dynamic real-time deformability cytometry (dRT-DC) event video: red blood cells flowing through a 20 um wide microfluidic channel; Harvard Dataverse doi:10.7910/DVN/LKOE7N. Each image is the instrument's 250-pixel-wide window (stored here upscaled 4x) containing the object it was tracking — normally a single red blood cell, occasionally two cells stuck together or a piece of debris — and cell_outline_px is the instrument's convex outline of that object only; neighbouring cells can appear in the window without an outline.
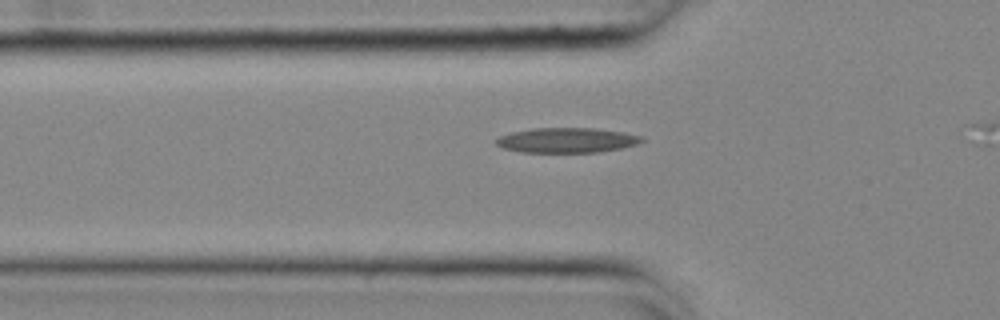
{"species": "common noctule bat (a hibernating species)", "species_latin": "Nyctalus noctula", "temperature_condition": "cold", "stored_images_in_passage": 35, "camera_frame_rate_fps": 3000, "um_per_image_px": 0.085, "animal": {"sex": "female", "body_mass_g": 25.1}, "frame": {"image": 1, "passage_image": 8, "time_ms": 2.333, "image_size_px": [1000, 320], "cell_outline_px": [[644, 140], [636, 144], [620, 148], [600, 152], [520, 152], [504, 148], [496, 144], [496, 140], [500, 136], [512, 132], [532, 128], [592, 128], [624, 132], [644, 136]], "centroid_in_image_um": [48.2, 11.91], "position_along_channel_um": 77.6, "area_um2": 21.1}}
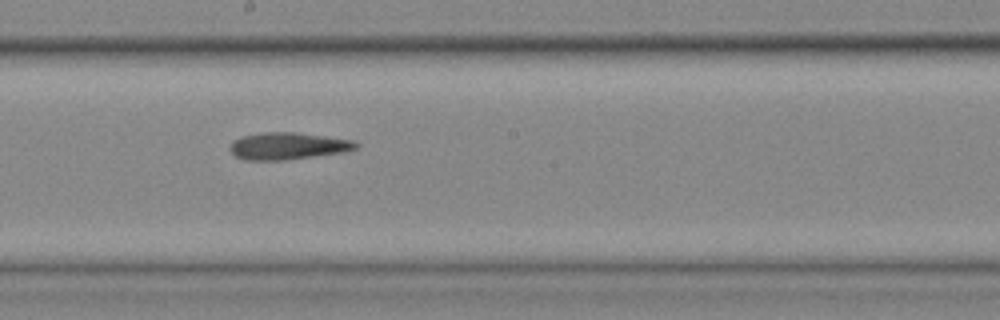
{"frame": {"image": 2, "passage_image": 20, "time_ms": 6.333, "image_size_px": [1000, 320], "cell_outline_px": [[360, 144], [356, 148], [344, 152], [284, 160], [244, 160], [236, 156], [232, 152], [232, 144], [240, 136], [264, 132], [296, 132], [352, 140]], "centroid_in_image_um": [24.49, 12.4], "position_along_channel_um": 223.7, "area_um2": 19.59}}
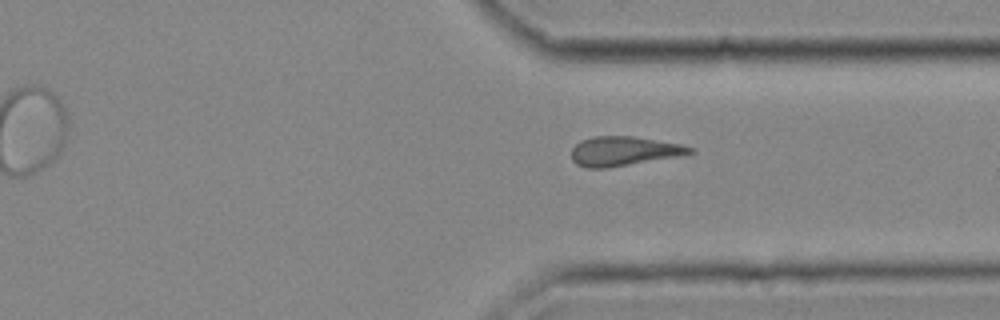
{"frame": {"image": 3, "passage_image": 31, "time_ms": 10.0, "image_size_px": [1000, 320], "cell_outline_px": [[696, 152], [608, 168], [584, 168], [576, 164], [572, 160], [572, 148], [580, 140], [592, 136], [632, 136], [680, 144], [692, 148]], "centroid_in_image_um": [52.93, 12.84], "position_along_channel_um": 358.5, "area_um2": 20.0}}